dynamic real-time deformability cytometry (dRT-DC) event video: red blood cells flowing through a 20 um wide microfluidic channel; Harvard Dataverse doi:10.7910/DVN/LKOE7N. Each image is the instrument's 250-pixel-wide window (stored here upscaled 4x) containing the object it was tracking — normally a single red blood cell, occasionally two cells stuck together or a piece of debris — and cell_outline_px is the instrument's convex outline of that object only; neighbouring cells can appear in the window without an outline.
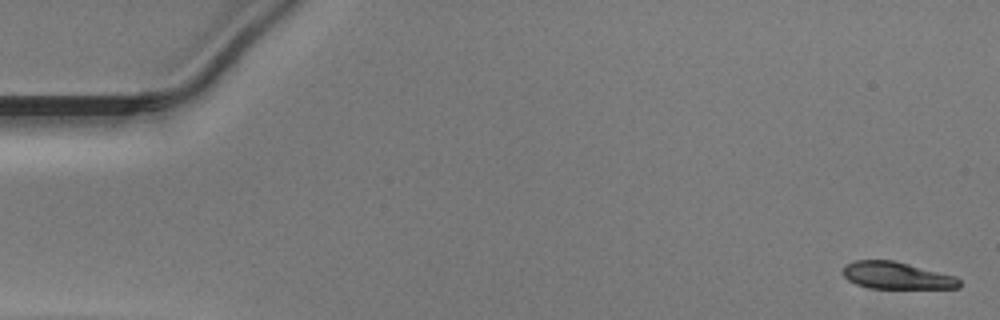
{"species": "Egyptian fruit bat (a non-hibernating species)", "species_latin": "Rousettus aegyptiacus", "temperature_condition": "warm", "stored_images_in_passage": 50, "camera_frame_rate_fps": 3000, "um_per_image_px": 0.085, "animal": {"sex": "male"}, "frame": {"image": 1, "passage_image": 1, "time_ms": 0.0, "image_size_px": [1000, 320], "cell_outline_px": [[960, 288], [868, 288], [856, 284], [848, 280], [840, 272], [844, 264], [856, 260], [892, 260], [956, 276], [960, 280]], "centroid_in_image_um": [76.16, 23.42], "position_along_channel_um": 8.8, "area_um2": 18.44}}
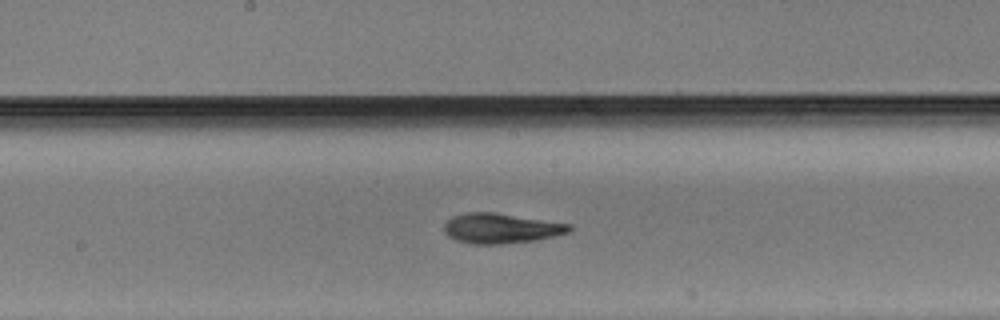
{"frame": {"image": 2, "passage_image": 26, "time_ms": 8.333, "image_size_px": [1000, 320], "cell_outline_px": [[572, 232], [536, 240], [500, 244], [468, 244], [456, 240], [448, 236], [444, 232], [444, 224], [452, 216], [464, 212], [496, 212], [572, 224]], "centroid_in_image_um": [42.59, 19.4], "position_along_channel_um": 205.6, "area_um2": 22.25}}
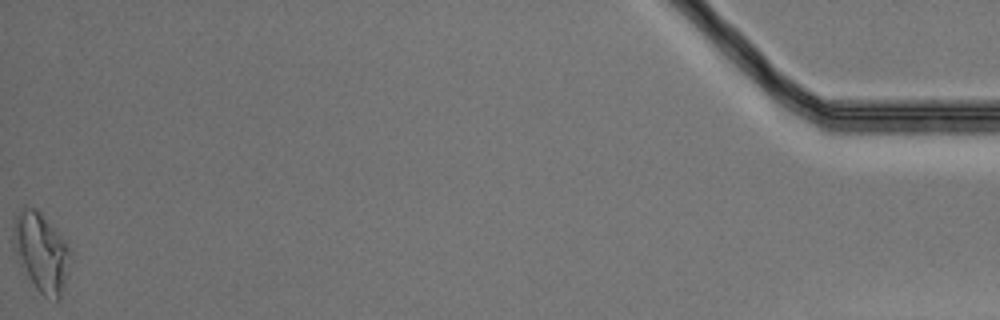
{"frame": {"image": 3, "passage_image": 50, "time_ms": 16.333, "image_size_px": [1000, 320], "cell_outline_px": [[68, 252], [64, 288], [60, 300], [56, 300], [44, 296], [36, 288], [12, 244], [12, 220], [16, 212], [20, 208], [36, 208], [40, 212], [68, 244]], "centroid_in_image_um": [3.46, 21.37], "position_along_channel_um": 431.7, "area_um2": 25.26}}